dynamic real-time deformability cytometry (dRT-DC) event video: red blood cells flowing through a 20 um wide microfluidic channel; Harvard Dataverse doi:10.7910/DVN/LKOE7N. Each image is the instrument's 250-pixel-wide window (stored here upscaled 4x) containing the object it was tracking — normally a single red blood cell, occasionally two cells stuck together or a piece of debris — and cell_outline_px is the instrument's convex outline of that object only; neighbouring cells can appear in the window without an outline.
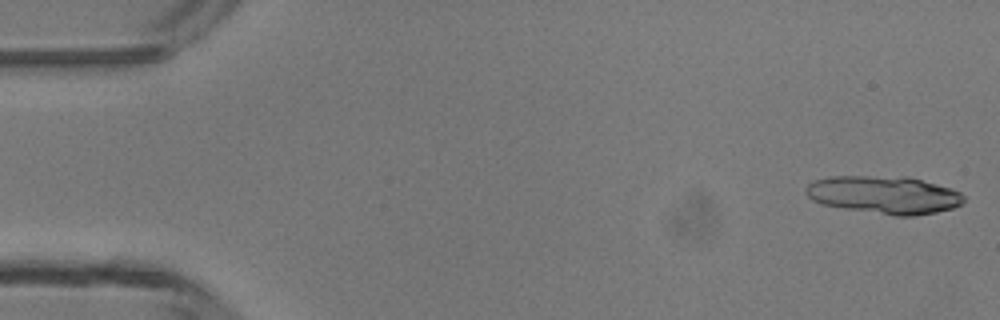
{"species": "common noctule bat (a hibernating species)", "species_latin": "Nyctalus noctula", "temperature_condition": "room temperature", "stored_images_in_passage": 5, "camera_frame_rate_fps": 3000, "um_per_image_px": 0.085, "animal": {"sex": "male", "body_mass_g": 13.3}, "frame": {"image": 1, "passage_image": 5, "time_ms": 5.333, "image_size_px": [1000, 320], "cell_outline_px": [[964, 200], [960, 204], [952, 208], [936, 212], [912, 216], [896, 216], [844, 208], [820, 204], [812, 200], [804, 192], [804, 188], [812, 180], [828, 176], [908, 176], [952, 188], [960, 192], [964, 196]], "centroid_in_image_um": [75.11, 16.54], "position_along_channel_um": 9.9, "area_um2": 35.08}}